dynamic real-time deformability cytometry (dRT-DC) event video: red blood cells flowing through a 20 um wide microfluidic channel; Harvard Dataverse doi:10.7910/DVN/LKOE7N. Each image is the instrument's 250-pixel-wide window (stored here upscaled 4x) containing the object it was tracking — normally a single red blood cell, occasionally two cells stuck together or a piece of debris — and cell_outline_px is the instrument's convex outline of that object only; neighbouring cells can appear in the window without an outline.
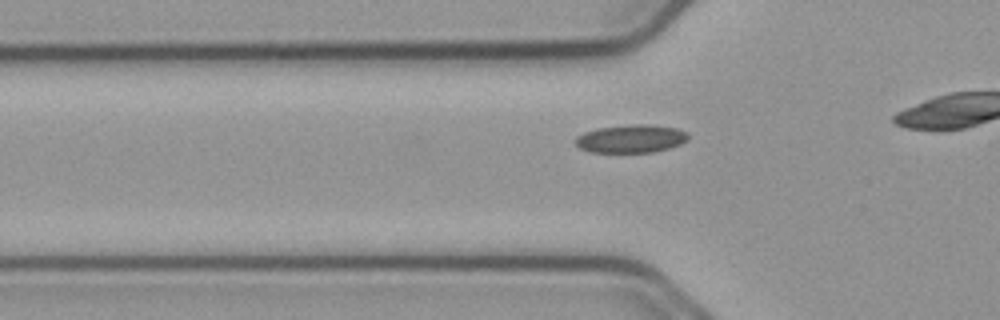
{"species": "common noctule bat (a hibernating species)", "species_latin": "Nyctalus noctula", "temperature_condition": "cold", "stored_images_in_passage": 21, "camera_frame_rate_fps": 3000, "um_per_image_px": 0.085, "animal": {"sex": "male", "body_mass_g": 23.1, "forearm_length_mm": 52.7}, "frame": {"image": 1, "passage_image": 12, "time_ms": 3.667, "image_size_px": [1000, 320], "cell_outline_px": [[688, 140], [680, 144], [668, 148], [652, 152], [588, 152], [580, 148], [576, 144], [576, 136], [584, 132], [596, 128], [628, 124], [648, 124], [680, 128], [688, 132]], "centroid_in_image_um": [53.65, 11.77], "position_along_channel_um": 72.2, "area_um2": 18.67}}